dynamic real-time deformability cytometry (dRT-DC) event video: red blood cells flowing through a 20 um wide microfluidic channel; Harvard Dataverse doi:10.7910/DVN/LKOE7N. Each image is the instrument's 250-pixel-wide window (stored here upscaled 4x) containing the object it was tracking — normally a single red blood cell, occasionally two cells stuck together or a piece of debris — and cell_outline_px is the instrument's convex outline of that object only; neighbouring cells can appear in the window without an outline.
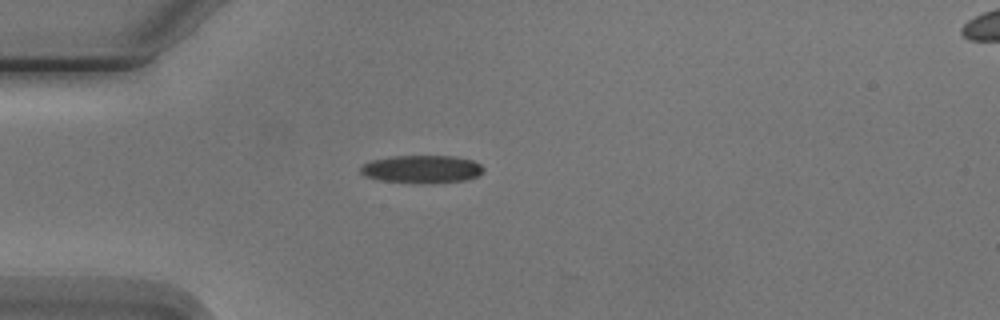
{"species": "Egyptian fruit bat (a non-hibernating species)", "species_latin": "Rousettus aegyptiacus", "temperature_condition": "cold", "stored_images_in_passage": 1, "camera_frame_rate_fps": 3000, "um_per_image_px": 0.085, "animal": {"sex": "male"}, "frame": {"image": 1, "passage_image": 1, "time_ms": 0.0, "image_size_px": [1000, 320], "cell_outline_px": [[484, 172], [480, 176], [468, 180], [432, 184], [420, 184], [380, 180], [364, 176], [360, 172], [360, 168], [364, 164], [372, 160], [392, 156], [456, 156], [472, 160], [480, 164], [484, 168]], "centroid_in_image_um": [35.91, 14.4], "position_along_channel_um": 49.1, "area_um2": 20.4}}